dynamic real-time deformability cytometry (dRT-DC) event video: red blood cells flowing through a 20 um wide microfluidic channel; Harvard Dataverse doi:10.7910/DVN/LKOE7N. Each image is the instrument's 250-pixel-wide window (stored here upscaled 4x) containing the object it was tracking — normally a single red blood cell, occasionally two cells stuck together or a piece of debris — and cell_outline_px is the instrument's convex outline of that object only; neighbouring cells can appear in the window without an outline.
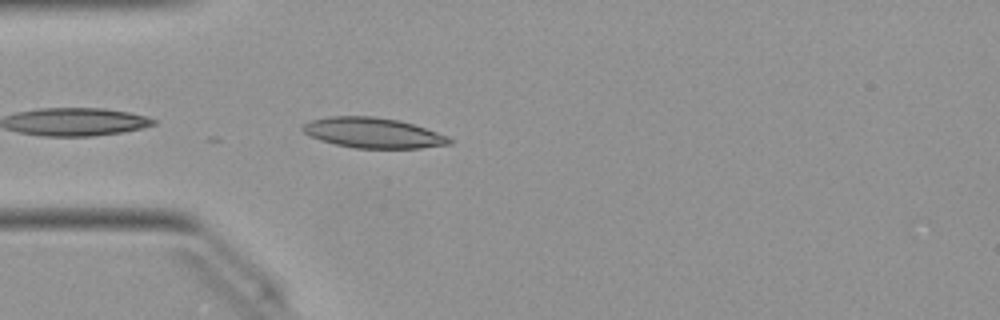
{"species": "Egyptian fruit bat (a non-hibernating species)", "species_latin": "Rousettus aegyptiacus", "temperature_condition": "warm", "stored_images_in_passage": 5, "camera_frame_rate_fps": 3000, "um_per_image_px": 0.085, "animal": {"sex": "female"}, "frame": {"image": 1, "passage_image": 2, "time_ms": 0.333, "image_size_px": [1000, 320], "cell_outline_px": [[452, 144], [420, 148], [356, 148], [336, 144], [320, 140], [308, 136], [300, 128], [304, 124], [312, 120], [328, 116], [372, 116], [400, 120], [448, 136], [452, 140]], "centroid_in_image_um": [31.69, 11.29], "position_along_channel_um": 53.3, "area_um2": 25.84}}